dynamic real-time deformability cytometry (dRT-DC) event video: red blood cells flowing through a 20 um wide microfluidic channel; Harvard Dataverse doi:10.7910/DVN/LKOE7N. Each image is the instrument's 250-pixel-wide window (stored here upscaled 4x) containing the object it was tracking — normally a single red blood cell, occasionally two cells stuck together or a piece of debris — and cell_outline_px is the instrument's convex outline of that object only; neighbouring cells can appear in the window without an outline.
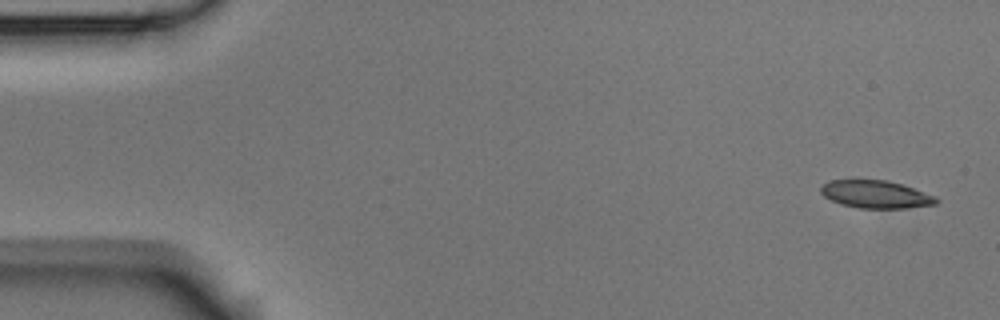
{"species": "Egyptian fruit bat (a non-hibernating species)", "species_latin": "Rousettus aegyptiacus", "temperature_condition": "room temperature", "stored_images_in_passage": 5, "camera_frame_rate_fps": 3000, "um_per_image_px": 0.085, "animal": {"sex": "male"}, "frame": {"image": 1, "passage_image": 1, "time_ms": 0.0, "image_size_px": [1000, 320], "cell_outline_px": [[940, 200], [936, 204], [904, 208], [860, 208], [840, 204], [824, 196], [820, 192], [820, 188], [824, 184], [832, 180], [888, 180], [936, 196]], "centroid_in_image_um": [74.44, 16.52], "position_along_channel_um": 10.6, "area_um2": 18.44}}
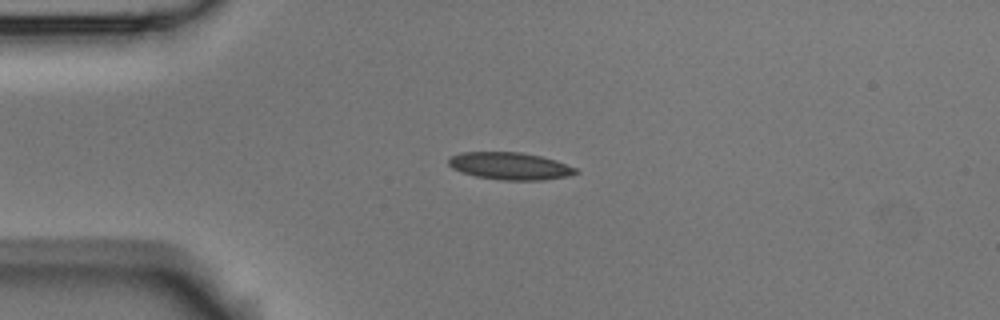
{"frame": {"image": 2, "passage_image": 4, "time_ms": 3.667, "image_size_px": [1000, 320], "cell_outline_px": [[580, 172], [568, 176], [544, 180], [504, 180], [476, 176], [452, 168], [448, 164], [448, 156], [460, 152], [520, 152], [540, 156], [556, 160], [576, 168]], "centroid_in_image_um": [43.34, 14.1], "position_along_channel_um": 41.7, "area_um2": 20.23}}